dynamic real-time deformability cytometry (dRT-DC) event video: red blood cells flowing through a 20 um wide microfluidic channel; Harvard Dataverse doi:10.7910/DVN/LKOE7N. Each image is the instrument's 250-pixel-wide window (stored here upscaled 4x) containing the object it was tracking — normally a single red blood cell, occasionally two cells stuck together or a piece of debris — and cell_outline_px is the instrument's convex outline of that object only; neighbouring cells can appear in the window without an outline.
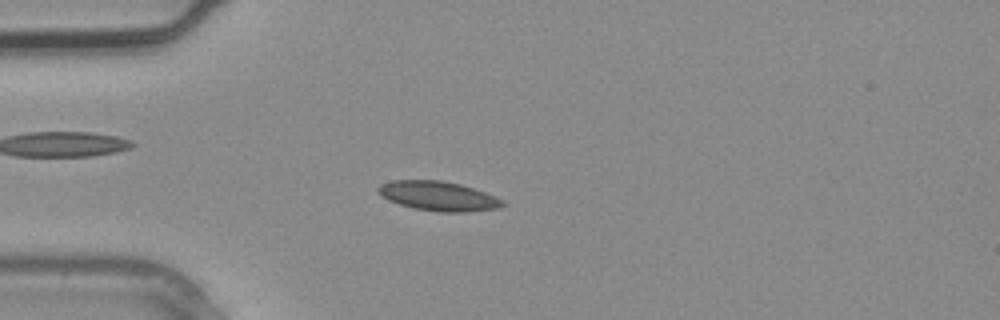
{"species": "common noctule bat (a hibernating species)", "species_latin": "Nyctalus noctula", "temperature_condition": "warm", "stored_images_in_passage": 2, "camera_frame_rate_fps": 3000, "um_per_image_px": 0.085, "animal": {"sex": "male", "body_mass_g": 20.4}, "frame": {"image": 1, "passage_image": 2, "time_ms": 0.333, "image_size_px": [1000, 320], "cell_outline_px": [[508, 204], [500, 208], [468, 212], [440, 212], [416, 208], [400, 204], [388, 200], [380, 196], [376, 192], [376, 188], [380, 184], [392, 180], [440, 180], [460, 184], [484, 192], [504, 200]], "centroid_in_image_um": [37.25, 16.66], "position_along_channel_um": 47.7, "area_um2": 21.5}}